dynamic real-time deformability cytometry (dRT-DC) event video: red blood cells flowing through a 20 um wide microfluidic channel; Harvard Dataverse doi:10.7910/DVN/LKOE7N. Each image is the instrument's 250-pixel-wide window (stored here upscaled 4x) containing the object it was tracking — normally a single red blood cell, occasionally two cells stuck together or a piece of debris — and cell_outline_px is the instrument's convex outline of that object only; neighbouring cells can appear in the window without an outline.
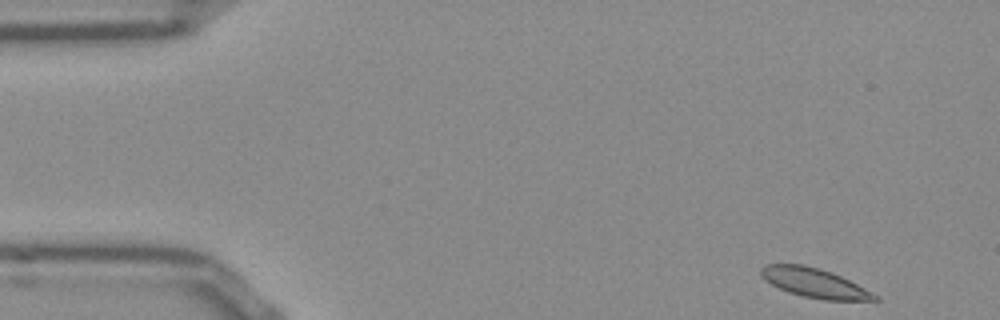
{"species": "Egyptian fruit bat (a non-hibernating species)", "species_latin": "Rousettus aegyptiacus", "temperature_condition": "room temperature", "stored_images_in_passage": 50, "camera_frame_rate_fps": 3000, "um_per_image_px": 0.085, "frame": {"image": 1, "passage_image": 1, "time_ms": 0.0, "image_size_px": [1000, 320], "cell_outline_px": [[880, 300], [824, 300], [804, 296], [788, 292], [764, 280], [760, 276], [760, 268], [764, 264], [804, 264], [820, 268], [832, 272], [880, 296]], "centroid_in_image_um": [69.2, 24.03], "position_along_channel_um": 15.8, "area_um2": 19.42}}
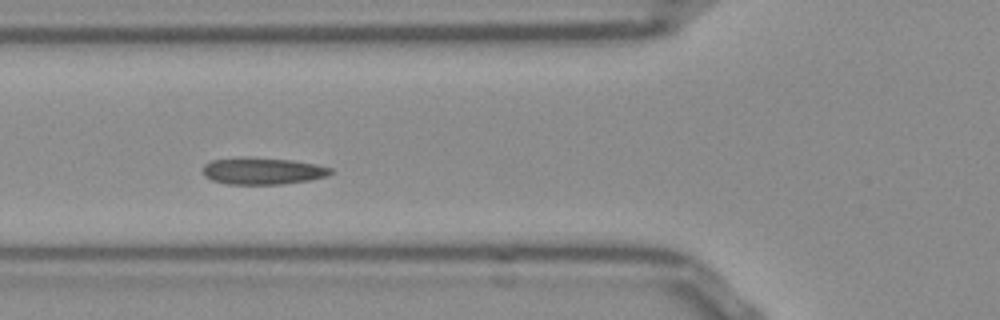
{"frame": {"image": 2, "passage_image": 16, "time_ms": 5.0, "image_size_px": [1000, 320], "cell_outline_px": [[332, 172], [328, 176], [308, 180], [284, 184], [228, 184], [212, 180], [204, 176], [204, 164], [212, 160], [244, 156], [292, 160], [316, 164], [332, 168]], "centroid_in_image_um": [22.32, 14.52], "position_along_channel_um": 103.5, "area_um2": 20.11}}
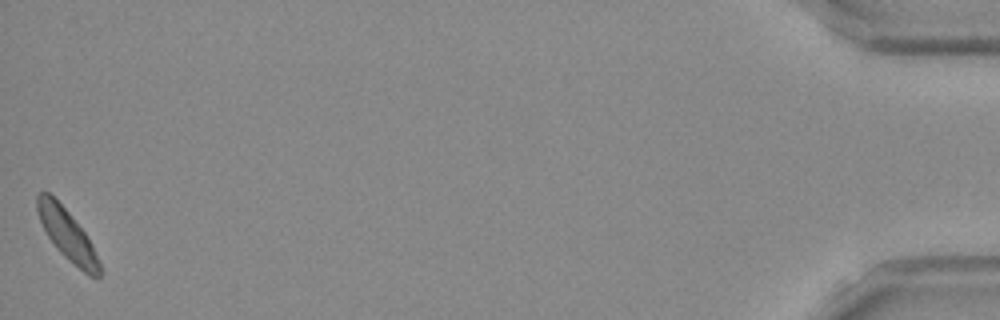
{"frame": {"image": 3, "passage_image": 50, "time_ms": 16.333, "image_size_px": [1000, 320], "cell_outline_px": [[104, 272], [96, 280], [88, 276], [68, 260], [56, 248], [48, 236], [40, 220], [36, 208], [36, 196], [40, 192], [48, 192], [68, 212], [84, 232]], "centroid_in_image_um": [5.73, 20.01], "position_along_channel_um": 429.5, "area_um2": 18.15}}